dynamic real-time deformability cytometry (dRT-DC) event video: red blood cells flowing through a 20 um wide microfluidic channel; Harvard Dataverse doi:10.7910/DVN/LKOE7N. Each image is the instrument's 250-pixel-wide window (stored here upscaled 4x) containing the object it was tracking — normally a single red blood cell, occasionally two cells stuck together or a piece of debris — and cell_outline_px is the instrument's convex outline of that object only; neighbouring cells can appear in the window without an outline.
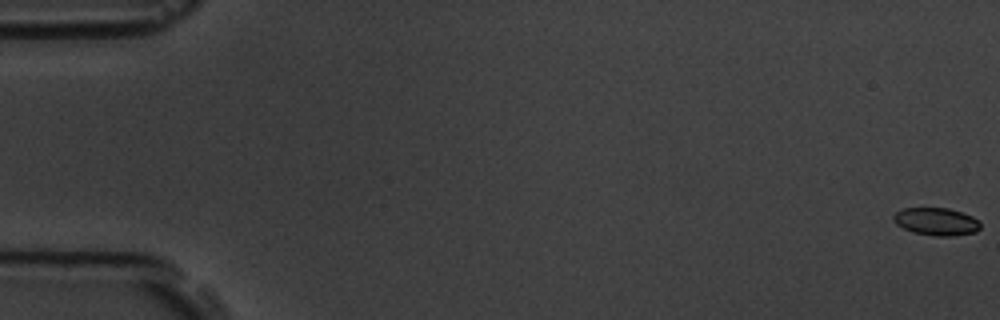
{"species": "common noctule bat (a hibernating species)", "species_latin": "Nyctalus noctula", "temperature_condition": "room temperature", "stored_images_in_passage": 5, "camera_frame_rate_fps": 3000, "um_per_image_px": 0.085, "animal": {"sex": "male", "body_mass_g": 19.5, "forearm_length_mm": 54.6}, "frame": {"image": 1, "passage_image": 1, "time_ms": 0.0, "image_size_px": [1000, 320], "cell_outline_px": [[980, 228], [976, 232], [952, 236], [936, 236], [912, 232], [896, 224], [892, 220], [892, 216], [896, 212], [904, 208], [948, 208], [972, 216], [980, 220]], "centroid_in_image_um": [79.58, 18.83], "position_along_channel_um": 5.4, "area_um2": 14.05}}
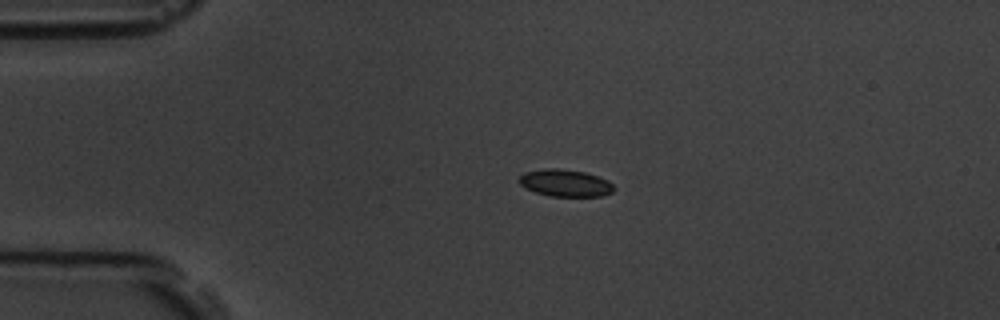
{"frame": {"image": 2, "passage_image": 4, "time_ms": 4.333, "image_size_px": [1000, 320], "cell_outline_px": [[616, 188], [612, 192], [604, 196], [552, 196], [536, 192], [520, 184], [516, 180], [524, 172], [544, 168], [560, 168], [584, 172], [608, 180]], "centroid_in_image_um": [48.05, 15.55], "position_along_channel_um": 37.0, "area_um2": 14.97}}